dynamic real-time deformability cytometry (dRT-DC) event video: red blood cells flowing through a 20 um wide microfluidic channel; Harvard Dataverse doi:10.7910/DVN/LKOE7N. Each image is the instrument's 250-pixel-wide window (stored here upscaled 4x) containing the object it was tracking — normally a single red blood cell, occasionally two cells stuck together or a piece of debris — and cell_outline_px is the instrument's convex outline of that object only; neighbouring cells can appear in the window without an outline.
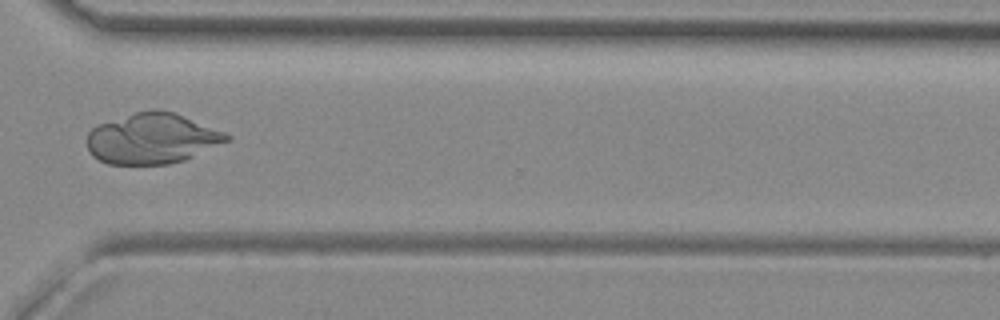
{"species": "common noctule bat (a hibernating species)", "species_latin": "Nyctalus noctula", "temperature_condition": "room temperature", "stored_images_in_passage": 46, "camera_frame_rate_fps": 3000, "um_per_image_px": 0.085, "animal": {"sex": "female", "body_mass_g": 29.2, "forearm_length_mm": 56.3}, "frame": {"image": 1, "passage_image": 38, "time_ms": 12.333, "image_size_px": [1000, 320], "cell_outline_px": [[232, 136], [228, 140], [184, 160], [168, 164], [108, 164], [92, 156], [88, 152], [88, 132], [96, 124], [136, 112], [176, 112], [224, 132]], "centroid_in_image_um": [12.89, 11.79], "position_along_channel_um": 357.7, "area_um2": 40.52}}